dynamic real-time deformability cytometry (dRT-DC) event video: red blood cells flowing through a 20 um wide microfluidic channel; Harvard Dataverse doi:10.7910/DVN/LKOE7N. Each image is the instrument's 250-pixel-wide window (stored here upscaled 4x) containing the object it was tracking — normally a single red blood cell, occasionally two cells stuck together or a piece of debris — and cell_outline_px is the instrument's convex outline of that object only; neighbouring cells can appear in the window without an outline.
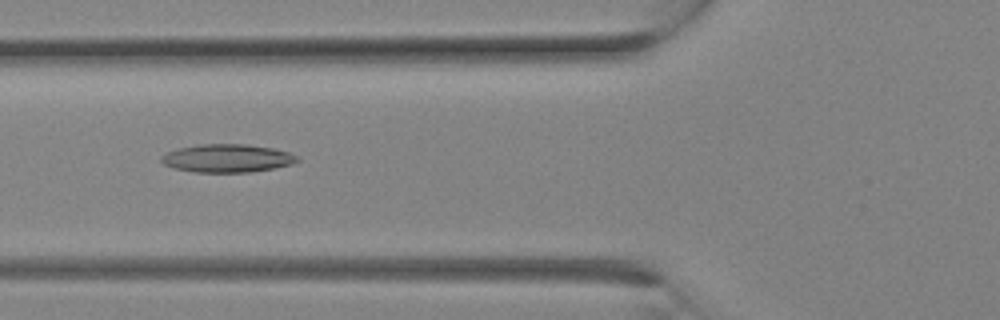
{"species": "Egyptian fruit bat (a non-hibernating species)", "species_latin": "Rousettus aegyptiacus", "temperature_condition": "room temperature", "stored_images_in_passage": 7, "camera_frame_rate_fps": 3000, "um_per_image_px": 0.085, "animal": {"sex": "female"}, "frame": {"image": 1, "passage_image": 4, "time_ms": 1.0, "image_size_px": [1000, 320], "cell_outline_px": [[300, 160], [292, 164], [276, 168], [248, 172], [192, 172], [172, 168], [164, 164], [160, 160], [160, 156], [176, 148], [200, 144], [248, 144], [272, 148], [288, 152], [296, 156]], "centroid_in_image_um": [19.28, 13.45], "position_along_channel_um": 106.5, "area_um2": 22.43}}
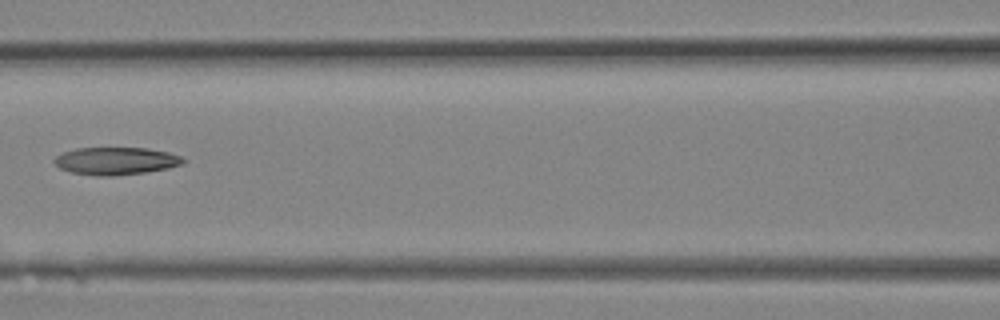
{"frame": {"image": 2, "passage_image": 6, "time_ms": 1.667, "image_size_px": [1000, 320], "cell_outline_px": [[188, 160], [184, 164], [168, 168], [144, 172], [112, 176], [96, 176], [72, 172], [60, 168], [52, 160], [56, 156], [64, 152], [76, 148], [148, 148], [168, 152], [184, 156]], "centroid_in_image_um": [9.91, 13.67], "position_along_channel_um": 156.7, "area_um2": 20.81}}